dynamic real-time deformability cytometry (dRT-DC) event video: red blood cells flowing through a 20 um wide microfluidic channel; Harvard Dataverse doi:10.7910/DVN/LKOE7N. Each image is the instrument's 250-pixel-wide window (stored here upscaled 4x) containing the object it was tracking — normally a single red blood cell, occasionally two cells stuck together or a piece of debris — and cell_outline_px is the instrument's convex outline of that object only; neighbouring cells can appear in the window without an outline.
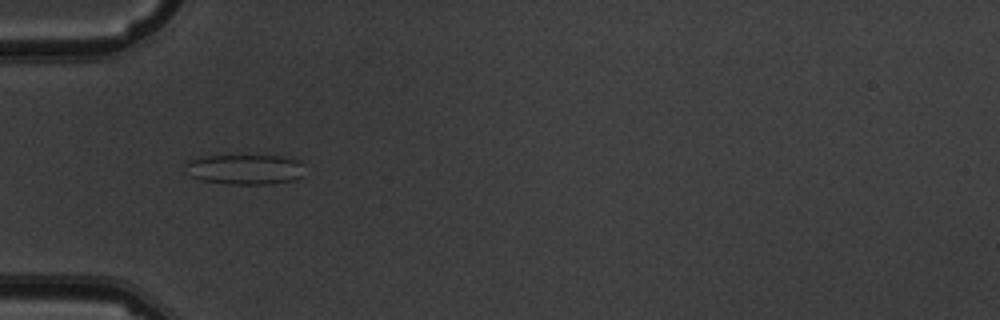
{"species": "common noctule bat (a hibernating species)", "species_latin": "Nyctalus noctula", "temperature_condition": "warm", "stored_images_in_passage": 5, "camera_frame_rate_fps": 3000, "um_per_image_px": 0.085, "animal": {"sex": "male", "body_mass_g": 19.5, "forearm_length_mm": 54.6}, "frame": {"image": 1, "passage_image": 4, "time_ms": 3.667, "image_size_px": [1000, 320], "cell_outline_px": [[300, 176], [292, 180], [272, 184], [232, 184], [200, 180], [192, 176], [184, 164], [188, 160], [196, 156], [284, 156], [300, 160]], "centroid_in_image_um": [20.76, 14.38], "position_along_channel_um": 64.2, "area_um2": 20.69}}
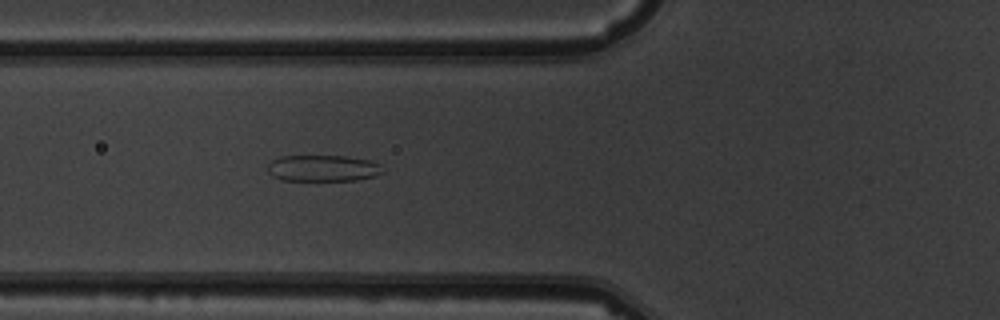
{"frame": {"image": 2, "passage_image": 5, "time_ms": 4.667, "image_size_px": [1000, 320], "cell_outline_px": [[384, 172], [376, 176], [356, 180], [280, 180], [272, 176], [268, 172], [268, 164], [272, 160], [280, 156], [348, 156], [372, 160], [380, 164]], "centroid_in_image_um": [27.47, 14.29], "position_along_channel_um": 98.3, "area_um2": 17.86}}